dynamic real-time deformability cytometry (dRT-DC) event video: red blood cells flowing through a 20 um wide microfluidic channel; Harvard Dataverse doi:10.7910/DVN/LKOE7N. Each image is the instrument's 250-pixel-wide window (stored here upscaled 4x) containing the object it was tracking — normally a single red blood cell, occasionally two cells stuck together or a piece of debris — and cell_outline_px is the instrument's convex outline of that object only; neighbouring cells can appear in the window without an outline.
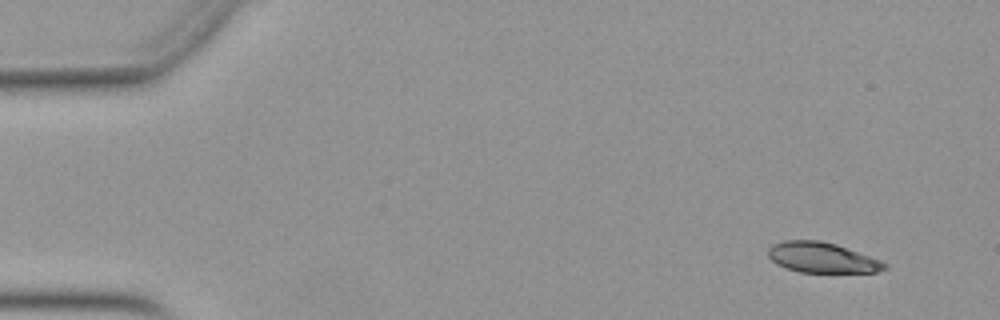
{"species": "Egyptian fruit bat (a non-hibernating species)", "species_latin": "Rousettus aegyptiacus", "temperature_condition": "warm", "stored_images_in_passage": 52, "camera_frame_rate_fps": 3000, "um_per_image_px": 0.085, "animal": {"sex": "female"}, "frame": {"image": 1, "passage_image": 4, "time_ms": 1.0, "image_size_px": [1000, 320], "cell_outline_px": [[888, 268], [876, 272], [800, 272], [776, 264], [768, 256], [768, 248], [772, 244], [784, 240], [820, 240], [836, 244], [880, 260], [888, 264]], "centroid_in_image_um": [69.86, 21.89], "position_along_channel_um": 15.1, "area_um2": 20.52}}
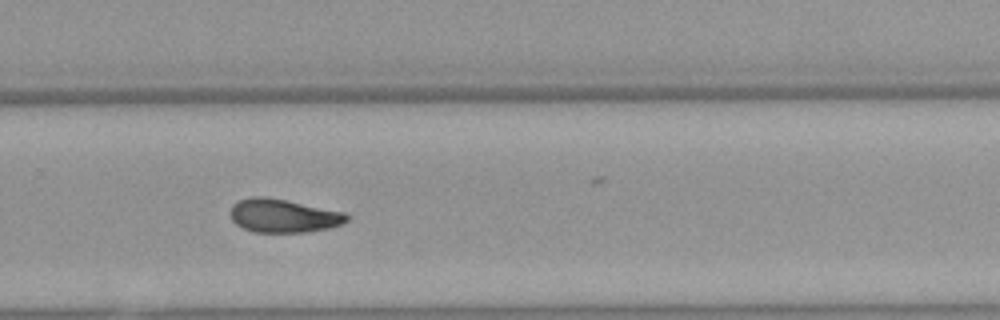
{"frame": {"image": 2, "passage_image": 35, "time_ms": 11.333, "image_size_px": [1000, 320], "cell_outline_px": [[348, 220], [332, 228], [304, 232], [252, 232], [236, 224], [232, 220], [228, 212], [232, 204], [236, 200], [252, 196], [264, 196], [344, 212], [348, 216]], "centroid_in_image_um": [24.01, 18.34], "position_along_channel_um": 305.8, "area_um2": 22.77}}
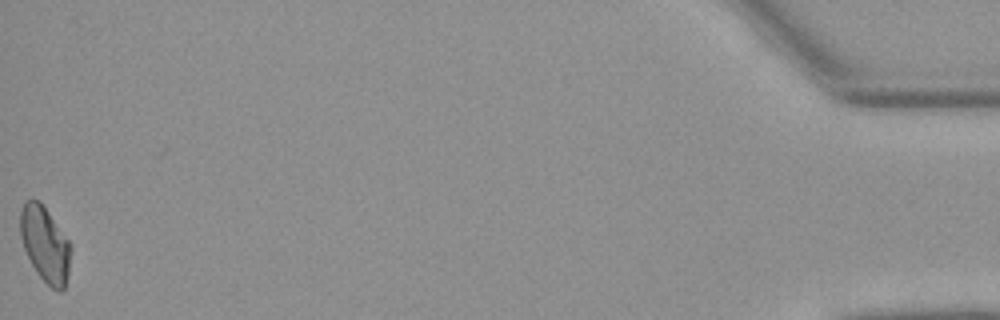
{"frame": {"image": 3, "passage_image": 52, "time_ms": 17.0, "image_size_px": [1000, 320], "cell_outline_px": [[72, 248], [68, 272], [64, 288], [60, 292], [56, 292], [36, 272], [24, 248], [20, 236], [20, 212], [24, 204], [28, 200], [40, 200], [72, 244]], "centroid_in_image_um": [3.85, 20.76], "position_along_channel_um": 431.3, "area_um2": 22.2}, "authors_computed_cell_mechanics": {"area_um2": 22.542, "velocity_mm_per_s": 3.953, "shape_relaxation_time_tau1_ms": 10.9044, "shape_relaxation_time_tau2_ms": null, "deformation_change_tau1": 0.2267, "deformation_change_tau2": null}}